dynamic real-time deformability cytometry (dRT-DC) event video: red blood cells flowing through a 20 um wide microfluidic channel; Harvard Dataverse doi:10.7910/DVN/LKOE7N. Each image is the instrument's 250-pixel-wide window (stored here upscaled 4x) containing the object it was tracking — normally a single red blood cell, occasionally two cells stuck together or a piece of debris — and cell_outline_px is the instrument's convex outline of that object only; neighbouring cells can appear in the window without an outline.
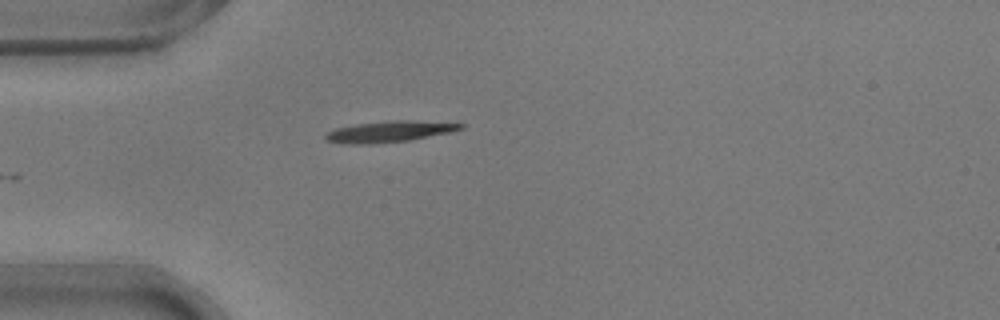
{"species": "common noctule bat (a hibernating species)", "species_latin": "Nyctalus noctula", "temperature_condition": "warm", "stored_images_in_passage": 16, "camera_frame_rate_fps": 3000, "um_per_image_px": 0.085, "animal": {"sex": "male", "body_mass_g": 17.9}, "frame": {"image": 1, "passage_image": 1, "time_ms": 0.0, "image_size_px": [1000, 320], "cell_outline_px": [[464, 128], [452, 132], [408, 140], [368, 144], [352, 144], [328, 140], [324, 136], [328, 132], [336, 128], [356, 124], [388, 120], [408, 120], [464, 124]], "centroid_in_image_um": [33.12, 11.17], "position_along_channel_um": 51.9, "area_um2": 16.3}}
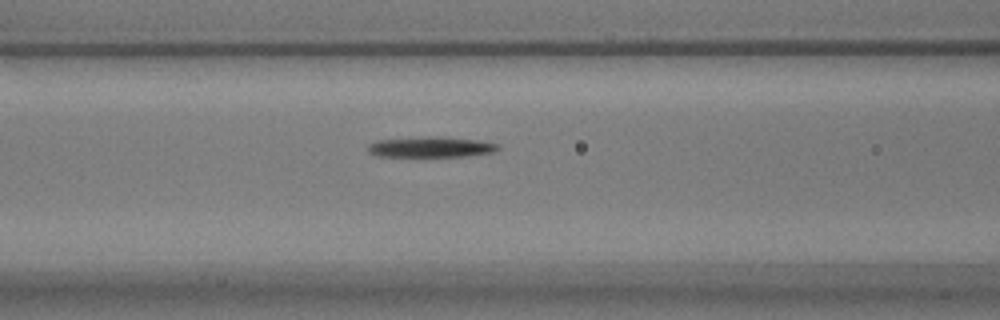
{"frame": {"image": 2, "passage_image": 8, "time_ms": 2.333, "image_size_px": [1000, 320], "cell_outline_px": [[500, 148], [492, 152], [464, 156], [376, 156], [368, 152], [368, 144], [376, 140], [428, 136], [432, 136], [476, 140], [496, 144]], "centroid_in_image_um": [36.54, 12.49], "position_along_channel_um": 130.1, "area_um2": 15.32}}
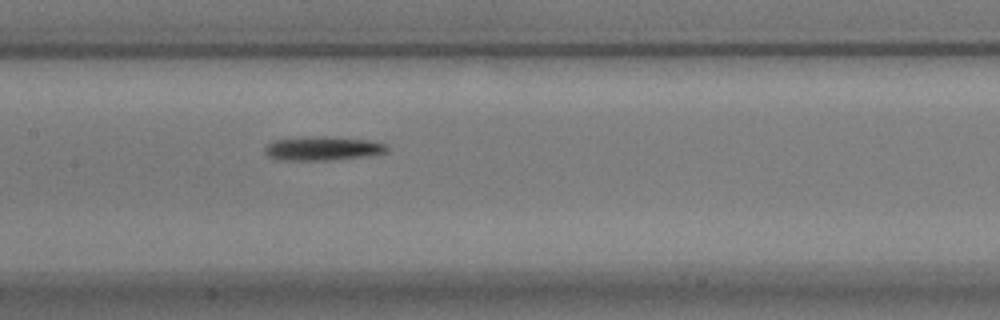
{"frame": {"image": 3, "passage_image": 12, "time_ms": 3.667, "image_size_px": [1000, 320], "cell_outline_px": [[388, 148], [384, 152], [360, 156], [332, 160], [276, 160], [268, 156], [264, 152], [264, 148], [272, 140], [324, 136], [368, 140], [388, 144]], "centroid_in_image_um": [27.36, 12.62], "position_along_channel_um": 180.0, "area_um2": 16.76}}